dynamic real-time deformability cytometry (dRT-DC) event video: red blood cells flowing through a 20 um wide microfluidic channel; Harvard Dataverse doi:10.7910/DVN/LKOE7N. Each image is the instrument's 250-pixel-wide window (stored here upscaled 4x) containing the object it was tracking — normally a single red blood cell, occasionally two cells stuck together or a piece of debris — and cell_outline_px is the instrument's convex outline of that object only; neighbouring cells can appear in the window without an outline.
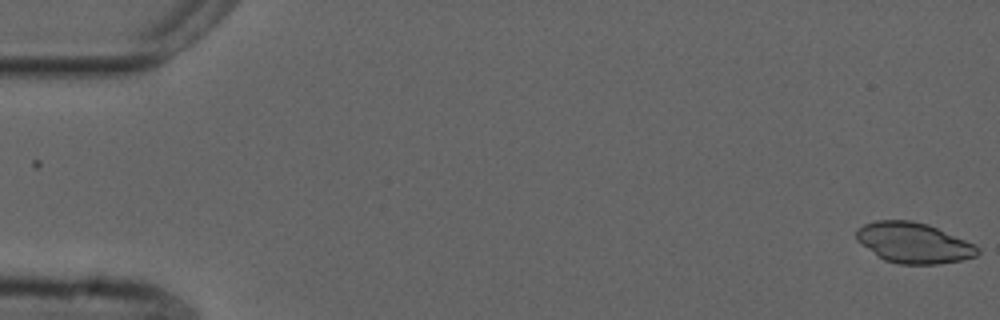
{"species": "common noctule bat (a hibernating species)", "species_latin": "Nyctalus noctula", "temperature_condition": "cold", "stored_images_in_passage": 2, "camera_frame_rate_fps": 3000, "um_per_image_px": 0.085, "animal": {"sex": "male", "forearm_length_mm": 52.5}, "frame": {"image": 1, "passage_image": 2, "time_ms": 0.333, "image_size_px": [1000, 320], "cell_outline_px": [[980, 252], [976, 256], [964, 260], [940, 264], [900, 264], [884, 260], [856, 240], [856, 232], [864, 224], [876, 220], [912, 220], [928, 224], [976, 244], [980, 248]], "centroid_in_image_um": [77.71, 20.64], "position_along_channel_um": 7.3, "area_um2": 28.73}}